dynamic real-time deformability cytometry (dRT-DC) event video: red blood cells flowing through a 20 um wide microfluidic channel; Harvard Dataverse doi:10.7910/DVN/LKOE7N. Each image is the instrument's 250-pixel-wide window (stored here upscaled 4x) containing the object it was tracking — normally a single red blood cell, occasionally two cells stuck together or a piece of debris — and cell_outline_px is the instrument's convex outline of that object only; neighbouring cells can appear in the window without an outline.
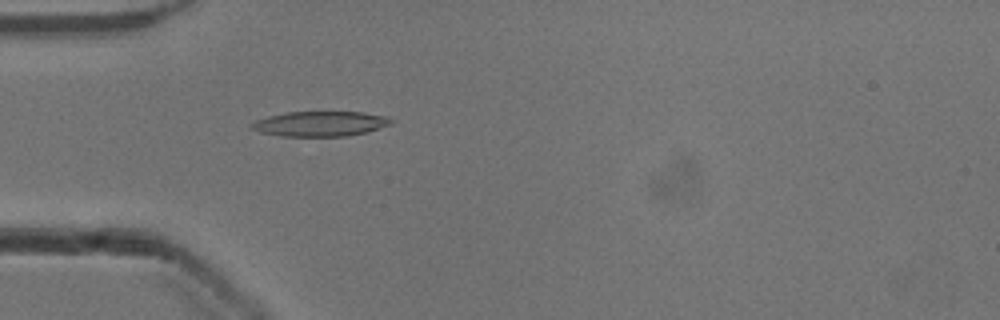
{"species": "common noctule bat (a hibernating species)", "species_latin": "Nyctalus noctula", "temperature_condition": "cold", "stored_images_in_passage": 53, "camera_frame_rate_fps": 3000, "um_per_image_px": 0.085, "animal": {"sex": "male", "body_mass_g": 13.3}, "frame": {"image": 1, "passage_image": 16, "time_ms": 5.0, "image_size_px": [1000, 320], "cell_outline_px": [[392, 124], [364, 132], [348, 136], [280, 136], [260, 132], [252, 128], [248, 124], [256, 120], [268, 116], [288, 112], [364, 112], [388, 116], [392, 120]], "centroid_in_image_um": [27.21, 10.51], "position_along_channel_um": 57.8, "area_um2": 20.29}}
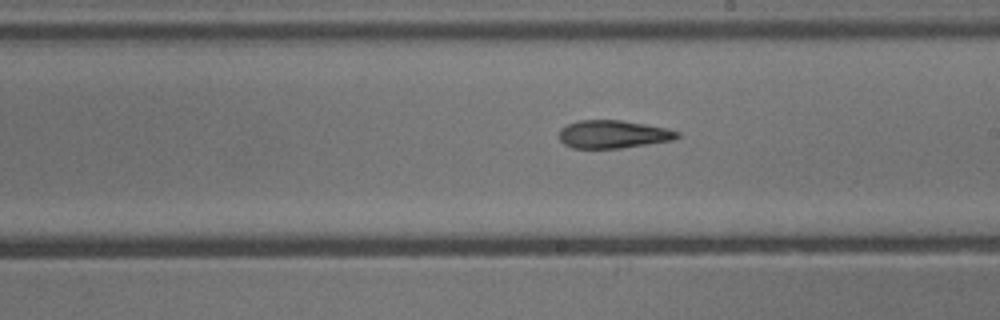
{"frame": {"image": 2, "passage_image": 30, "time_ms": 9.667, "image_size_px": [1000, 320], "cell_outline_px": [[680, 136], [672, 140], [620, 148], [572, 148], [564, 144], [560, 140], [560, 128], [568, 124], [580, 120], [620, 120], [668, 128], [680, 132]], "centroid_in_image_um": [52.11, 11.41], "position_along_channel_um": 236.9, "area_um2": 19.13}}
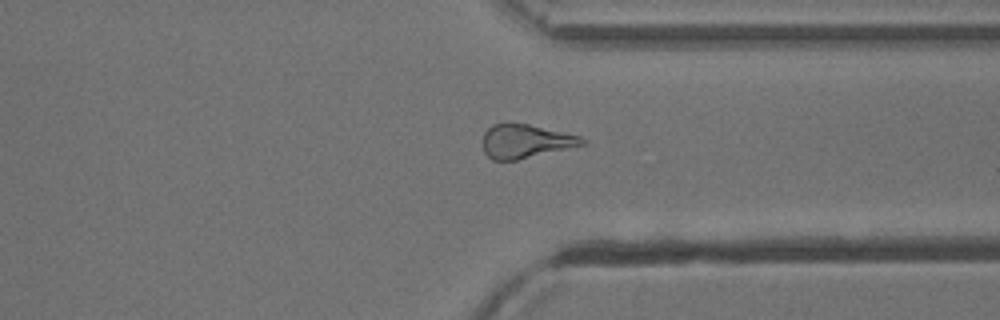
{"frame": {"image": 3, "passage_image": 40, "time_ms": 13.0, "image_size_px": [1000, 320], "cell_outline_px": [[588, 144], [516, 160], [492, 160], [484, 152], [484, 132], [492, 124], [528, 124], [580, 136], [588, 140]], "centroid_in_image_um": [44.71, 12.02], "position_along_channel_um": 366.7, "area_um2": 19.36}, "authors_computed_cell_mechanics": {"area_um2": 20.1722, "velocity_mm_per_s": 3.917, "shape_relaxation_time_tau1_ms": 7.4237, "shape_relaxation_time_tau2_ms": 6.2458, "deformation_change_tau1": 0.1957, "deformation_change_tau2": 0.1724}}